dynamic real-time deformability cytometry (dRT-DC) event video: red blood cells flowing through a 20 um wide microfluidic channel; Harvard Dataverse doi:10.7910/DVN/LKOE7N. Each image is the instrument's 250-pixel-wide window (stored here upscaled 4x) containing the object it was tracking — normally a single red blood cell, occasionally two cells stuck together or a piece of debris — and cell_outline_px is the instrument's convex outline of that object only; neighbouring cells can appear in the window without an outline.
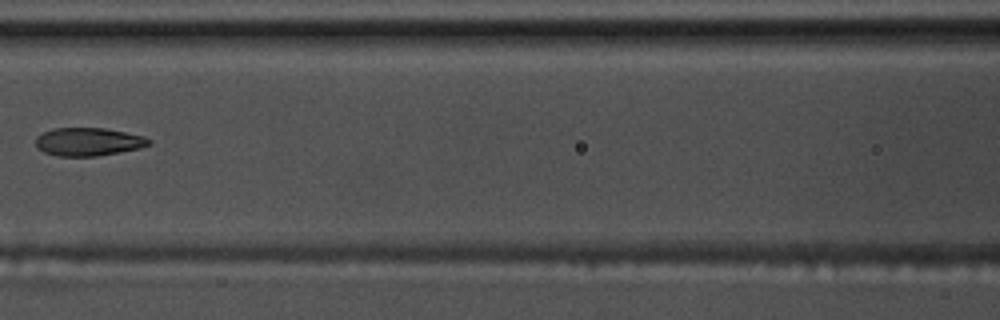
{"species": "common noctule bat (a hibernating species)", "species_latin": "Nyctalus noctula", "temperature_condition": "warm", "stored_images_in_passage": 9, "camera_frame_rate_fps": 3000, "um_per_image_px": 0.085, "animal": {"sex": "male", "body_mass_g": 17.5, "forearm_length_mm": 52.3}, "frame": {"image": 1, "passage_image": 6, "time_ms": 1.667, "image_size_px": [1000, 320], "cell_outline_px": [[152, 144], [140, 148], [96, 156], [56, 156], [44, 152], [36, 148], [36, 136], [52, 128], [104, 128], [144, 136], [152, 140]], "centroid_in_image_um": [7.5, 12.05], "position_along_channel_um": 159.1, "area_um2": 18.61}}
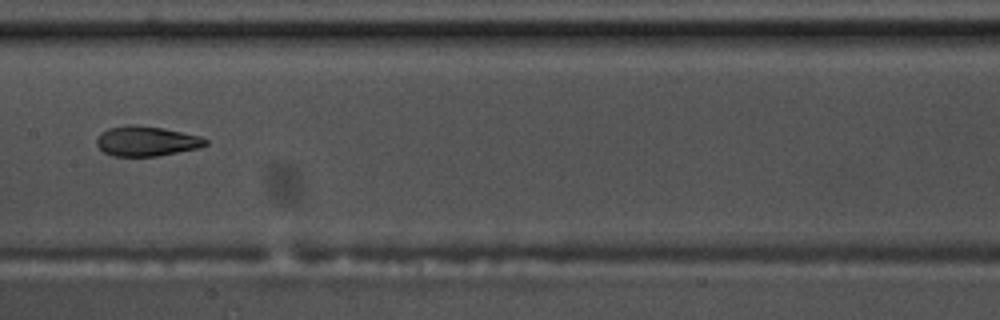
{"frame": {"image": 2, "passage_image": 7, "time_ms": 2.0, "image_size_px": [1000, 320], "cell_outline_px": [[208, 144], [200, 148], [156, 156], [112, 156], [104, 152], [96, 144], [96, 140], [108, 128], [128, 124], [136, 124], [164, 128], [200, 136], [208, 140]], "centroid_in_image_um": [12.47, 11.99], "position_along_channel_um": 194.9, "area_um2": 19.02}}
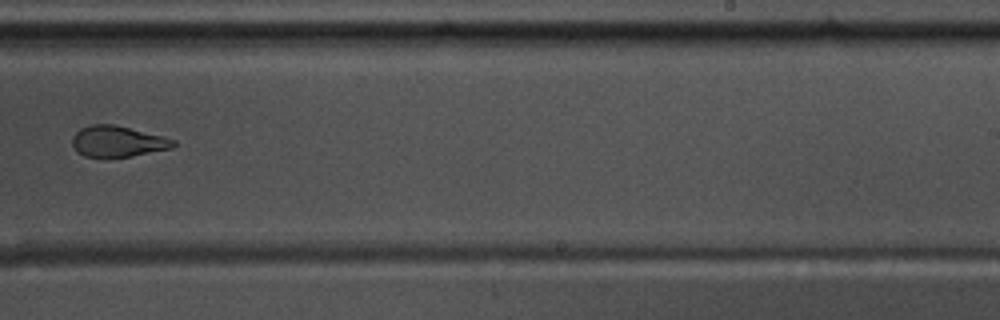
{"frame": {"image": 3, "passage_image": 9, "time_ms": 2.667, "image_size_px": [1000, 320], "cell_outline_px": [[176, 144], [172, 148], [132, 156], [104, 160], [84, 156], [76, 152], [72, 144], [72, 136], [80, 128], [92, 124], [116, 124], [164, 136], [176, 140]], "centroid_in_image_um": [9.98, 12.05], "position_along_channel_um": 279.0, "area_um2": 19.02}}